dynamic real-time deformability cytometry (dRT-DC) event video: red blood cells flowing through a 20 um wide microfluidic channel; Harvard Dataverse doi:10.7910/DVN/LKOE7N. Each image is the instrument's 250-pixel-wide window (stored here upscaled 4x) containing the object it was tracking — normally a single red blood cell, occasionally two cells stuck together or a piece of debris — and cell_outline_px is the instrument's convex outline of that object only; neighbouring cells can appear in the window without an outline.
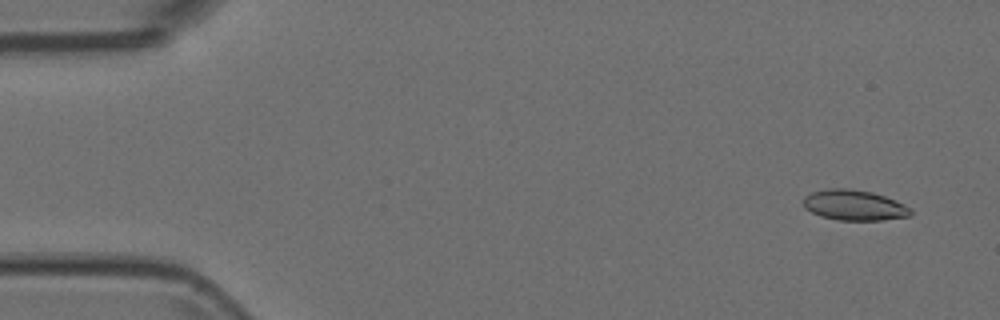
{"species": "Egyptian fruit bat (a non-hibernating species)", "species_latin": "Rousettus aegyptiacus", "temperature_condition": "room temperature", "stored_images_in_passage": 30, "segment_of_instrument_passage": [1, 2], "camera_frame_rate_fps": 3000, "um_per_image_px": 0.085, "animal": {"sex": "female"}, "frame": {"image": 1, "passage_image": 4, "time_ms": 1.0, "image_size_px": [1000, 320], "cell_outline_px": [[912, 216], [880, 220], [840, 220], [820, 216], [804, 208], [804, 196], [812, 192], [828, 188], [852, 188], [872, 192], [896, 200], [912, 208]], "centroid_in_image_um": [72.63, 17.43], "position_along_channel_um": 12.4, "area_um2": 19.19}}
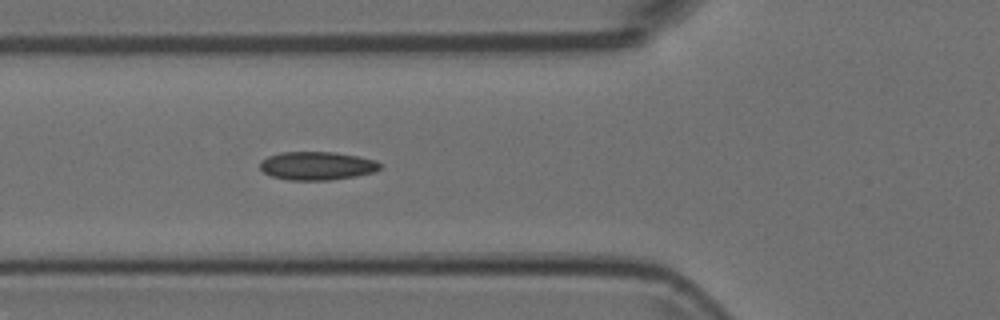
{"frame": {"image": 2, "passage_image": 20, "time_ms": 6.333, "image_size_px": [1000, 320], "cell_outline_px": [[380, 168], [376, 172], [356, 176], [332, 180], [288, 180], [272, 176], [264, 172], [260, 168], [260, 160], [268, 156], [280, 152], [332, 152], [356, 156], [376, 160], [380, 164]], "centroid_in_image_um": [26.94, 14.1], "position_along_channel_um": 98.9, "area_um2": 19.88}}
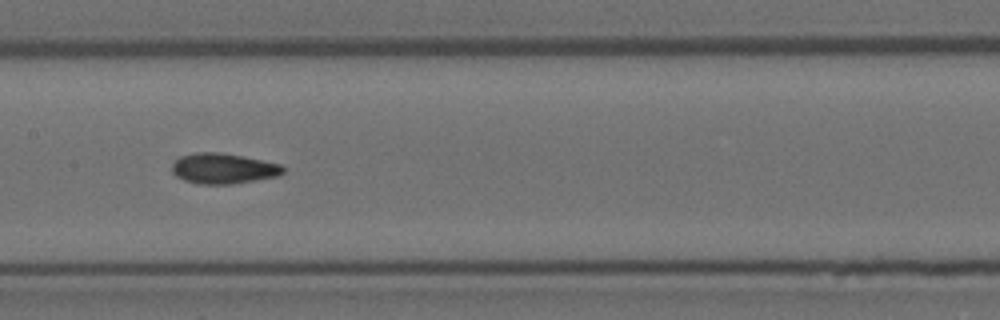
{"frame": {"image": 3, "passage_image": 27, "time_ms": 8.667, "image_size_px": [1000, 320], "cell_outline_px": [[284, 172], [280, 176], [232, 184], [200, 184], [184, 180], [176, 176], [172, 172], [172, 164], [180, 156], [196, 152], [220, 152], [244, 156], [280, 164], [284, 168]], "centroid_in_image_um": [18.99, 14.32], "position_along_channel_um": 188.4, "area_um2": 19.83}}